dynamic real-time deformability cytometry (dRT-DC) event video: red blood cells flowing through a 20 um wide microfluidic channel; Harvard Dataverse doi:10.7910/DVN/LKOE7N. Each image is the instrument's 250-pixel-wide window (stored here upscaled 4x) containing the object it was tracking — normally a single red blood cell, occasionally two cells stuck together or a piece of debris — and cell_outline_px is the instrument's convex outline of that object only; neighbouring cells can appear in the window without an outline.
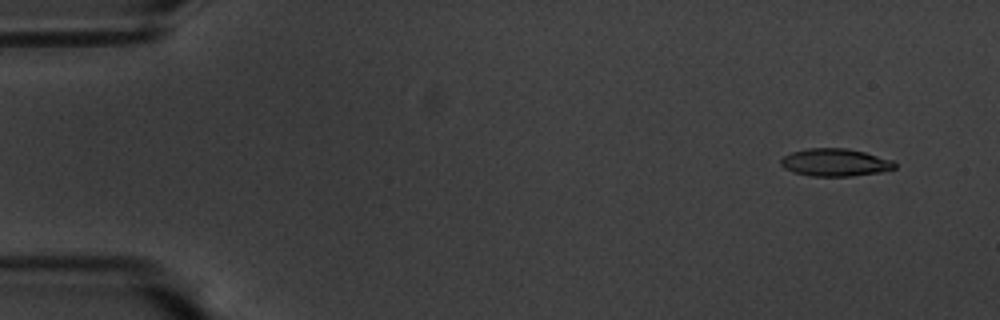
{"species": "common noctule bat (a hibernating species)", "species_latin": "Nyctalus noctula", "temperature_condition": "warm", "stored_images_in_passage": 57, "camera_frame_rate_fps": 3000, "um_per_image_px": 0.085, "animal": {"sex": "male", "body_mass_g": 20.1, "forearm_length_mm": 53.5}, "frame": {"image": 1, "passage_image": 4, "time_ms": 1.0, "image_size_px": [1000, 320], "cell_outline_px": [[896, 168], [880, 172], [848, 176], [812, 176], [792, 172], [784, 168], [780, 164], [780, 160], [784, 156], [792, 152], [808, 148], [848, 148], [864, 152], [892, 160], [896, 164]], "centroid_in_image_um": [70.96, 13.8], "position_along_channel_um": 14.0, "area_um2": 18.26}}
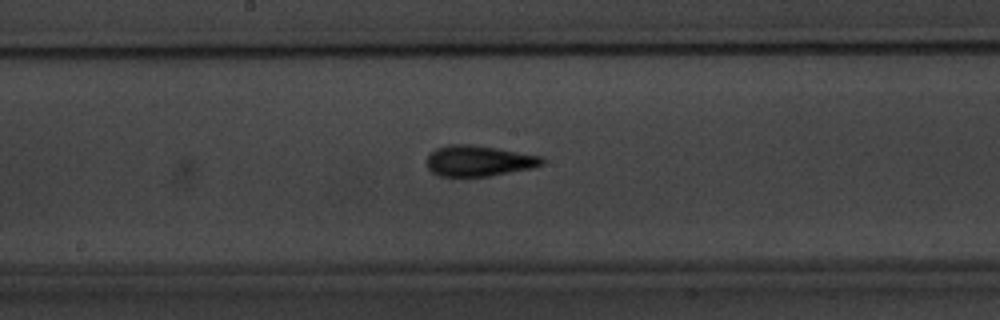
{"frame": {"image": 2, "passage_image": 30, "time_ms": 9.667, "image_size_px": [1000, 320], "cell_outline_px": [[548, 160], [544, 164], [532, 168], [488, 176], [440, 176], [432, 172], [428, 168], [428, 156], [436, 148], [448, 144], [468, 144], [496, 148], [544, 156]], "centroid_in_image_um": [40.75, 13.67], "position_along_channel_um": 207.4, "area_um2": 20.69}}
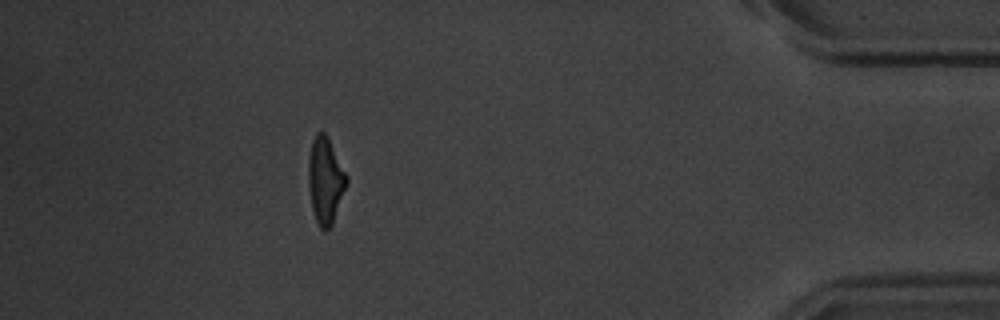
{"frame": {"image": 3, "passage_image": 51, "time_ms": 16.667, "image_size_px": [1000, 320], "cell_outline_px": [[348, 184], [332, 224], [324, 232], [320, 228], [312, 212], [308, 184], [308, 156], [312, 140], [316, 132], [324, 132], [328, 136], [348, 176]], "centroid_in_image_um": [27.65, 15.32], "position_along_channel_um": 407.5, "area_um2": 19.59}, "authors_computed_cell_mechanics": {"area_um2": 19.1318, "velocity_mm_per_s": 3.577, "shape_relaxation_time_tau1_ms": 3.3859, "shape_relaxation_time_tau2_ms": 2.4313, "deformation_change_tau1": 0.1732, "deformation_change_tau2": 0.1144}}